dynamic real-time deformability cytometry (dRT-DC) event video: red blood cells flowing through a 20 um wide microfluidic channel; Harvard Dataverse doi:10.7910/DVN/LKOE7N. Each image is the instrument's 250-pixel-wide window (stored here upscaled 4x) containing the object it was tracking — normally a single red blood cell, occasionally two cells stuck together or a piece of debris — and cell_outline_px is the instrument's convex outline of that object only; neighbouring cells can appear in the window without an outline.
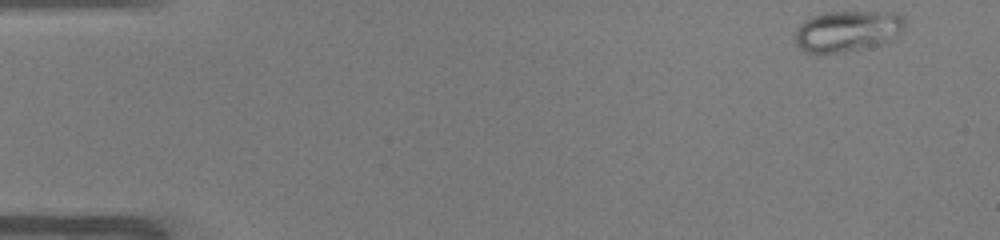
{"species": "common noctule bat (a hibernating species)", "species_latin": "Nyctalus noctula", "temperature_condition": "warm", "stored_images_in_passage": 49, "camera_frame_rate_fps": 3000, "um_per_image_px": 0.085, "animal": {"sex": "male", "body_mass_g": 19.0, "forearm_length_mm": 50.8}, "frame": {"image": 1, "passage_image": 1, "time_ms": 0.0, "image_size_px": [1000, 240], "cell_outline_px": [[904, 28], [896, 36], [884, 44], [824, 56], [808, 52], [800, 48], [796, 44], [796, 32], [800, 24], [804, 20], [812, 16], [824, 12], [900, 12], [904, 16]], "centroid_in_image_um": [72.04, 2.66], "position_along_channel_um": 13.0, "area_um2": 26.76}}
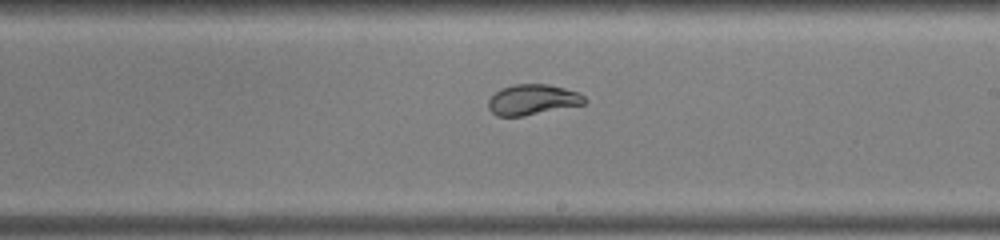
{"frame": {"image": 2, "passage_image": 28, "time_ms": 9.0, "image_size_px": [1000, 240], "cell_outline_px": [[588, 100], [584, 104], [524, 116], [496, 116], [488, 108], [488, 100], [500, 88], [516, 84], [548, 84], [580, 92]], "centroid_in_image_um": [45.28, 8.47], "position_along_channel_um": 243.7, "area_um2": 17.17}}
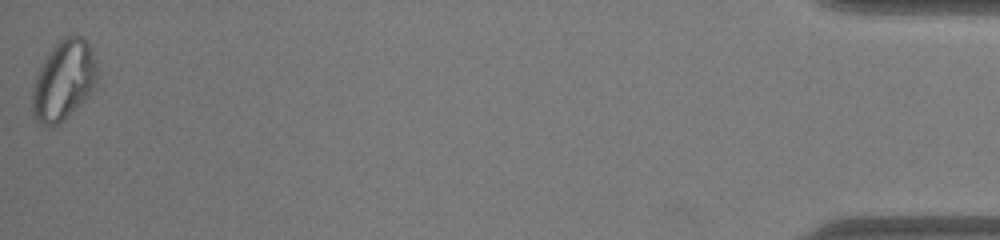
{"frame": {"image": 3, "passage_image": 49, "time_ms": 16.0, "image_size_px": [1000, 240], "cell_outline_px": [[96, 88], [60, 124], [48, 128], [36, 120], [32, 116], [32, 88], [36, 76], [48, 52], [64, 36], [80, 36], [88, 44], [92, 52], [96, 64]], "centroid_in_image_um": [5.39, 6.88], "position_along_channel_um": 429.8, "area_um2": 30.11}, "authors_computed_cell_mechanics": {"area_um2": 22.542, "velocity_mm_per_s": 3.9585, "shape_relaxation_time_tau1_ms": 8.0017, "shape_relaxation_time_tau2_ms": null, "deformation_change_tau1": 0.2136, "deformation_change_tau2": null}}